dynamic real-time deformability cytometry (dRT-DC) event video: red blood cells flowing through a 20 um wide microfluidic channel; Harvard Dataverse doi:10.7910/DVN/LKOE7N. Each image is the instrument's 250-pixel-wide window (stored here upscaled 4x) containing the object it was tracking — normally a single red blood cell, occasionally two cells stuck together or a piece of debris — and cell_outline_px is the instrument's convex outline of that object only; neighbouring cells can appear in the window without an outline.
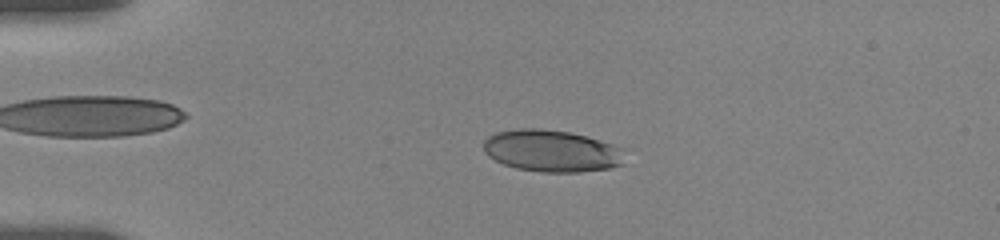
{"species": "human", "species_latin": "Homo sapiens", "temperature_condition": "room temperature", "stored_images_in_passage": 40, "camera_frame_rate_fps": 3000, "um_per_image_px": 0.085, "donor": {"sex": "female"}, "frame": {"image": 1, "passage_image": 13, "time_ms": 3.667, "image_size_px": [1000, 240], "cell_outline_px": [[624, 164], [612, 168], [580, 172], [540, 172], [516, 168], [504, 164], [488, 156], [484, 152], [484, 140], [488, 136], [496, 132], [520, 128], [540, 128], [568, 132], [600, 140], [624, 148]], "centroid_in_image_um": [46.91, 12.83], "position_along_channel_um": 38.1, "area_um2": 34.74}}
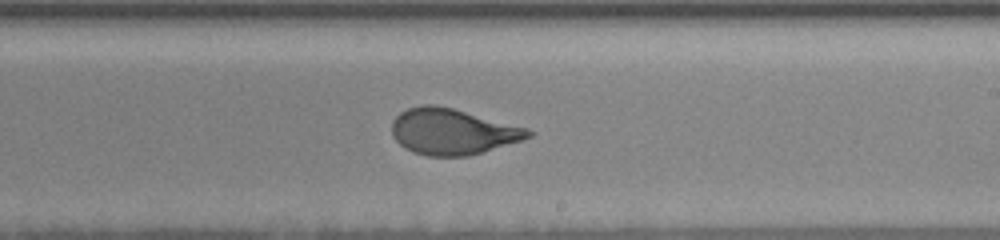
{"frame": {"image": 2, "passage_image": 26, "time_ms": 10.667, "image_size_px": [1000, 240], "cell_outline_px": [[536, 132], [532, 136], [520, 140], [468, 156], [428, 156], [412, 152], [404, 148], [392, 136], [392, 120], [400, 112], [408, 108], [420, 104], [432, 104], [452, 108], [528, 128]], "centroid_in_image_um": [38.42, 11.18], "position_along_channel_um": 250.6, "area_um2": 36.41}}
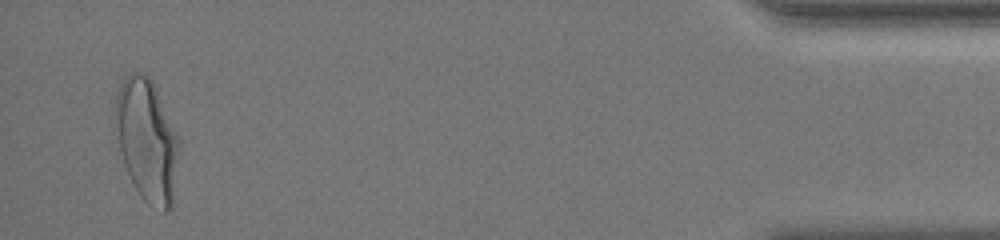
{"frame": {"image": 3, "passage_image": 39, "time_ms": 17.333, "image_size_px": [1000, 240], "cell_outline_px": [[180, 148], [172, 208], [168, 212], [164, 212], [148, 204], [140, 196], [124, 164], [112, 132], [116, 96], [120, 84], [124, 76], [132, 72], [144, 72], [152, 80], [156, 88], [180, 140]], "centroid_in_image_um": [12.47, 11.91], "position_along_channel_um": 422.7, "area_um2": 46.41}, "authors_computed_cell_mechanics": {"area_um2": 36.1828, "velocity_mm_per_s": 3.6313, "shape_relaxation_time_tau1_ms": 4.2046, "shape_relaxation_time_tau2_ms": null, "deformation_change_tau1": 0.1745, "deformation_change_tau2": null}}